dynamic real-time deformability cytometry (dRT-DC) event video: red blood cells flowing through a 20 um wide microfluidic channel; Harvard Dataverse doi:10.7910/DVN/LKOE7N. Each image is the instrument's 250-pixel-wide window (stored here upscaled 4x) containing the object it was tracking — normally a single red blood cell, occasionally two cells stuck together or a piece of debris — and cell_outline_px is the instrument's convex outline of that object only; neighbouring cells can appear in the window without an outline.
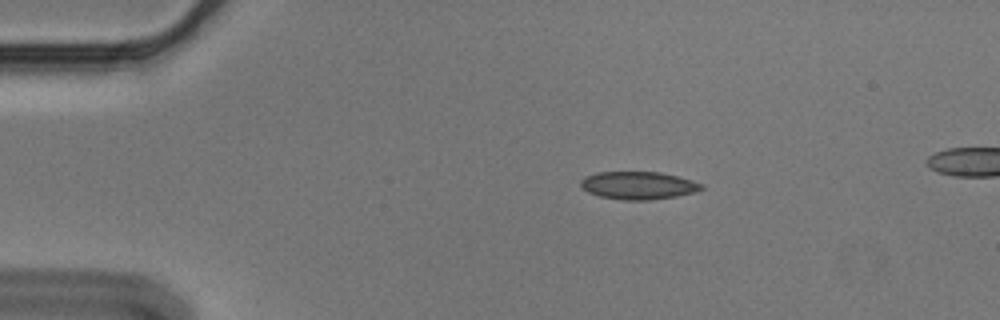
{"species": "Egyptian fruit bat (a non-hibernating species)", "species_latin": "Rousettus aegyptiacus", "temperature_condition": "cold", "stored_images_in_passage": 3, "camera_frame_rate_fps": 3000, "um_per_image_px": 0.085, "animal": {"sex": "male"}, "frame": {"image": 1, "passage_image": 1, "time_ms": 0.0, "image_size_px": [1000, 320], "cell_outline_px": [[704, 188], [696, 192], [676, 196], [648, 200], [624, 200], [600, 196], [588, 192], [580, 188], [580, 180], [584, 176], [596, 172], [660, 172], [692, 180], [704, 184]], "centroid_in_image_um": [54.24, 15.76], "position_along_channel_um": 30.8, "area_um2": 19.65}}